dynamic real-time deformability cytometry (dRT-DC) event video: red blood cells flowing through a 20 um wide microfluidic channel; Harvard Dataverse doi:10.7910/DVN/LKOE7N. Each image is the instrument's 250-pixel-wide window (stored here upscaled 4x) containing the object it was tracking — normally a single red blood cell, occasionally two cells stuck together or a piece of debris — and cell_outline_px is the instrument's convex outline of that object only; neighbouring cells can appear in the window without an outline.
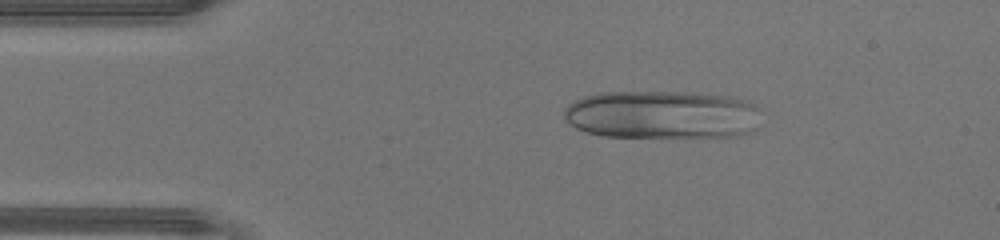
{"species": "human", "species_latin": "Homo sapiens", "temperature_condition": "warm", "stored_images_in_passage": 44, "camera_frame_rate_fps": 3000, "um_per_image_px": 0.085, "donor": {"sex": "male"}, "frame": {"image": 1, "passage_image": 7, "time_ms": 2.0, "image_size_px": [1000, 240], "cell_outline_px": [[756, 108], [752, 128], [736, 136], [604, 136], [584, 132], [576, 128], [564, 116], [564, 108], [568, 104], [580, 96], [600, 92], [692, 92], [732, 96], [748, 100], [756, 104]], "centroid_in_image_um": [56.17, 9.71], "position_along_channel_um": 28.8, "area_um2": 54.97}}
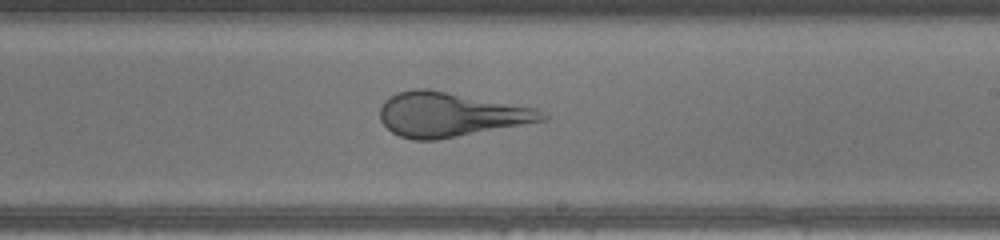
{"frame": {"image": 2, "passage_image": 25, "time_ms": 8.0, "image_size_px": [1000, 240], "cell_outline_px": [[552, 116], [548, 120], [436, 140], [412, 140], [400, 136], [392, 132], [380, 120], [380, 108], [384, 100], [388, 96], [396, 92], [412, 88], [428, 88], [536, 108]], "centroid_in_image_um": [38.28, 9.72], "position_along_channel_um": 250.7, "area_um2": 42.25}}
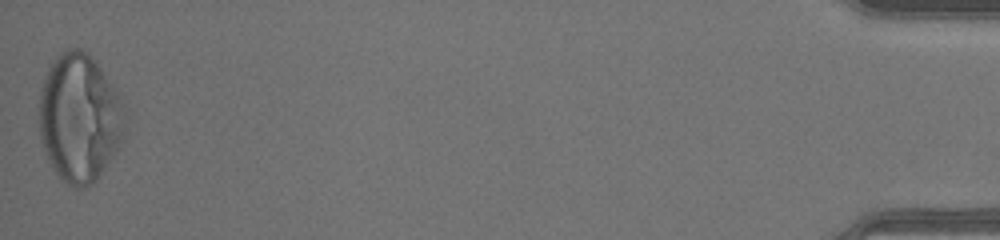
{"frame": {"image": 3, "passage_image": 44, "time_ms": 14.333, "image_size_px": [1000, 240], "cell_outline_px": [[128, 116], [124, 140], [96, 180], [92, 184], [80, 188], [76, 188], [60, 180], [48, 160], [40, 136], [40, 88], [48, 68], [52, 60], [60, 52], [68, 48], [80, 48], [88, 52], [120, 92], [128, 108]], "centroid_in_image_um": [6.82, 9.99], "position_along_channel_um": 428.4, "area_um2": 65.49}}